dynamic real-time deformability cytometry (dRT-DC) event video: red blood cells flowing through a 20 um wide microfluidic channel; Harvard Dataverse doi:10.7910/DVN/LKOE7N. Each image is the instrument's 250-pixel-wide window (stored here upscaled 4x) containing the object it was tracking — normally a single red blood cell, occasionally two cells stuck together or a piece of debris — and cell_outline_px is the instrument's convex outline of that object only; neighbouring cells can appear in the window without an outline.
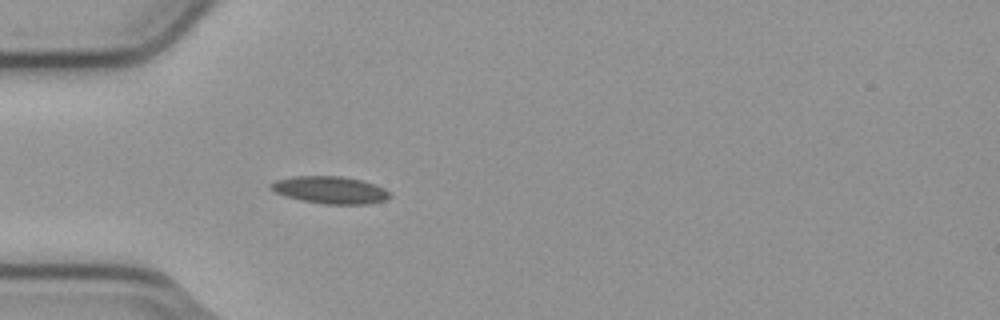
{"species": "common noctule bat (a hibernating species)", "species_latin": "Nyctalus noctula", "temperature_condition": "cold", "stored_images_in_passage": 36, "camera_frame_rate_fps": 3000, "um_per_image_px": 0.085, "animal": {"sex": "male", "body_mass_g": 23.1, "forearm_length_mm": 52.7}, "frame": {"image": 1, "passage_image": 3, "time_ms": 0.667, "image_size_px": [1000, 320], "cell_outline_px": [[392, 196], [388, 200], [368, 204], [324, 204], [300, 200], [276, 192], [268, 188], [268, 184], [276, 180], [292, 176], [340, 176], [360, 180], [384, 188]], "centroid_in_image_um": [28.05, 16.15], "position_along_channel_um": 56.9, "area_um2": 18.9}}
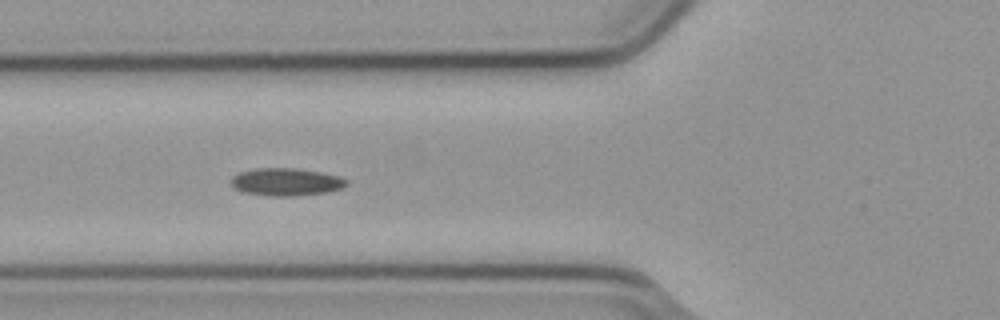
{"frame": {"image": 2, "passage_image": 7, "time_ms": 2.0, "image_size_px": [1000, 320], "cell_outline_px": [[348, 184], [340, 188], [328, 192], [296, 196], [272, 196], [240, 192], [232, 184], [232, 176], [240, 172], [256, 168], [296, 168], [324, 172], [340, 176], [348, 180]], "centroid_in_image_um": [24.35, 15.46], "position_along_channel_um": 101.4, "area_um2": 18.73}}